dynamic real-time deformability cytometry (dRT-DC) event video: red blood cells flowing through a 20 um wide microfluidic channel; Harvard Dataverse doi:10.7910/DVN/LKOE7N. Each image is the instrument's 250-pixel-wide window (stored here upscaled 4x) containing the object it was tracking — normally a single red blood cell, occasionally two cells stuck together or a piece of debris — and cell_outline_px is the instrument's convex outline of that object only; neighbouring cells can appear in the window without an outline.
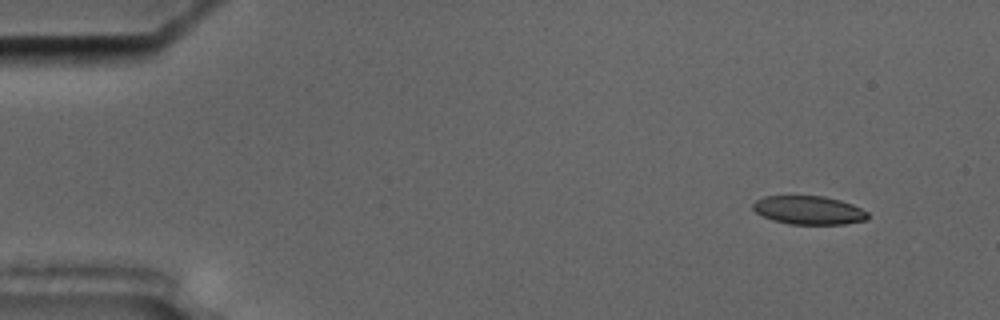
{"species": "common noctule bat (a hibernating species)", "species_latin": "Nyctalus noctula", "temperature_condition": "cold", "stored_images_in_passage": 53, "camera_frame_rate_fps": 3000, "um_per_image_px": 0.085, "animal": {"sex": "male", "body_mass_g": 17.5, "forearm_length_mm": 52.3}, "frame": {"image": 1, "passage_image": 1, "time_ms": 0.0, "image_size_px": [1000, 320], "cell_outline_px": [[868, 220], [844, 224], [788, 224], [772, 220], [756, 212], [752, 208], [752, 204], [756, 200], [764, 196], [824, 196], [840, 200], [852, 204], [868, 212]], "centroid_in_image_um": [68.75, 17.87], "position_along_channel_um": 16.3, "area_um2": 19.13}}
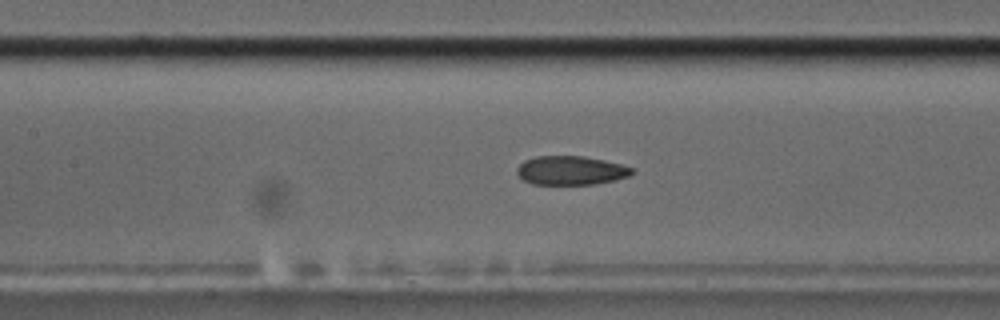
{"frame": {"image": 2, "passage_image": 22, "time_ms": 7.0, "image_size_px": [1000, 320], "cell_outline_px": [[636, 172], [632, 176], [616, 180], [592, 184], [532, 184], [524, 180], [516, 172], [516, 168], [524, 160], [536, 156], [584, 156], [604, 160], [620, 164], [632, 168]], "centroid_in_image_um": [48.55, 14.48], "position_along_channel_um": 158.9, "area_um2": 19.48}}
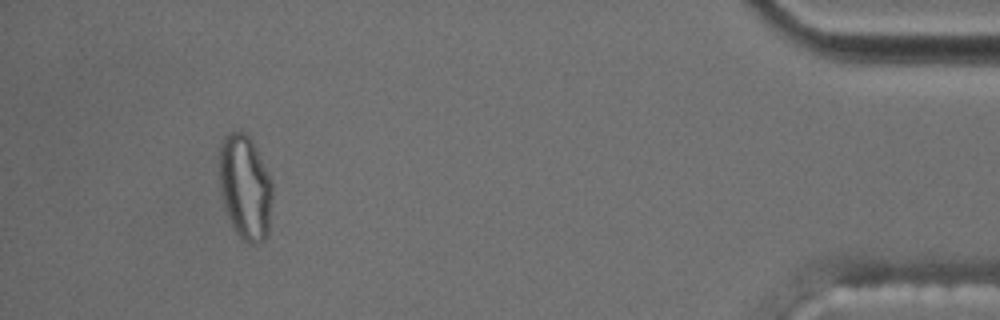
{"frame": {"image": 3, "passage_image": 49, "time_ms": 16.0, "image_size_px": [1000, 320], "cell_outline_px": [[272, 196], [268, 236], [264, 240], [252, 244], [244, 240], [236, 232], [228, 220], [224, 208], [220, 192], [220, 148], [224, 136], [232, 132], [244, 132], [248, 136], [272, 180]], "centroid_in_image_um": [20.83, 15.97], "position_along_channel_um": 414.4, "area_um2": 32.19}, "authors_computed_cell_mechanics": {"area_um2": 20.4034, "velocity_mm_per_s": 3.5427, "shape_relaxation_time_tau1_ms": null, "shape_relaxation_time_tau2_ms": 2.6291, "deformation_change_tau1": null, "deformation_change_tau2": 0.0771}}